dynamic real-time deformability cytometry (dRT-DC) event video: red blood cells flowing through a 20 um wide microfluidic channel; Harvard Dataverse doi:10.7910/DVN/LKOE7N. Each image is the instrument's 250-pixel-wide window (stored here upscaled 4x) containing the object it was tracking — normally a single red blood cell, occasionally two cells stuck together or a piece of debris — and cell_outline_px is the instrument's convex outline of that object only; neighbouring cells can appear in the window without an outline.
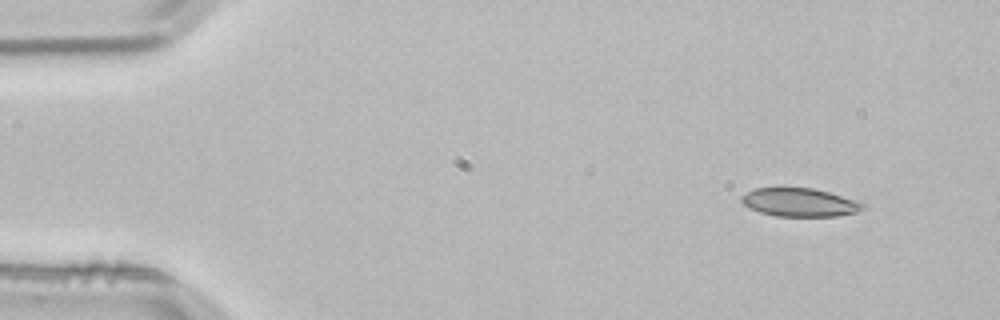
{"species": "common noctule bat (a hibernating species)", "species_latin": "Nyctalus noctula", "temperature_condition": "room temperature", "stored_images_in_passage": 4, "segment_of_instrument_passage": [1, 2], "camera_frame_rate_fps": 3000, "um_per_image_px": 0.085, "animal": {"sex": "male", "body_mass_g": 21.5, "forearm_length_mm": 52.0}, "frame": {"image": 1, "passage_image": 1, "time_ms": 0.0, "image_size_px": [1000, 320], "cell_outline_px": [[868, 208], [856, 212], [836, 216], [776, 216], [760, 212], [748, 208], [740, 200], [740, 196], [756, 188], [812, 188], [828, 192], [864, 204]], "centroid_in_image_um": [67.93, 17.21], "position_along_channel_um": 17.1, "area_um2": 19.83}}
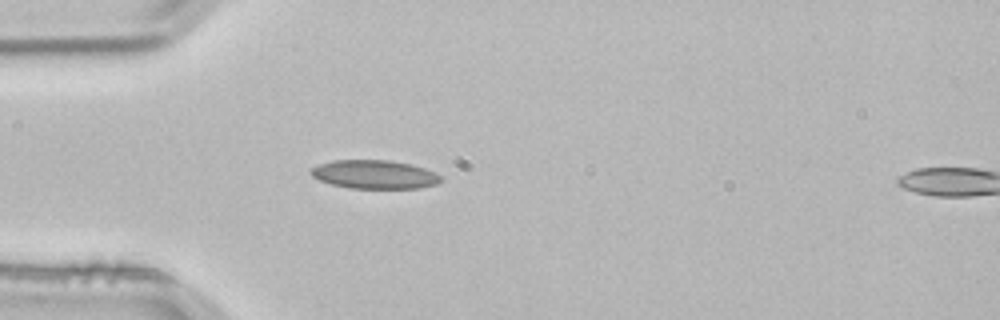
{"frame": {"image": 2, "passage_image": 3, "time_ms": 0.667, "image_size_px": [1000, 320], "cell_outline_px": [[444, 180], [436, 184], [416, 188], [348, 188], [332, 184], [320, 180], [312, 176], [312, 168], [320, 164], [332, 160], [388, 160], [408, 164], [424, 168], [436, 172]], "centroid_in_image_um": [31.85, 14.83], "position_along_channel_um": 53.1, "area_um2": 21.44}}